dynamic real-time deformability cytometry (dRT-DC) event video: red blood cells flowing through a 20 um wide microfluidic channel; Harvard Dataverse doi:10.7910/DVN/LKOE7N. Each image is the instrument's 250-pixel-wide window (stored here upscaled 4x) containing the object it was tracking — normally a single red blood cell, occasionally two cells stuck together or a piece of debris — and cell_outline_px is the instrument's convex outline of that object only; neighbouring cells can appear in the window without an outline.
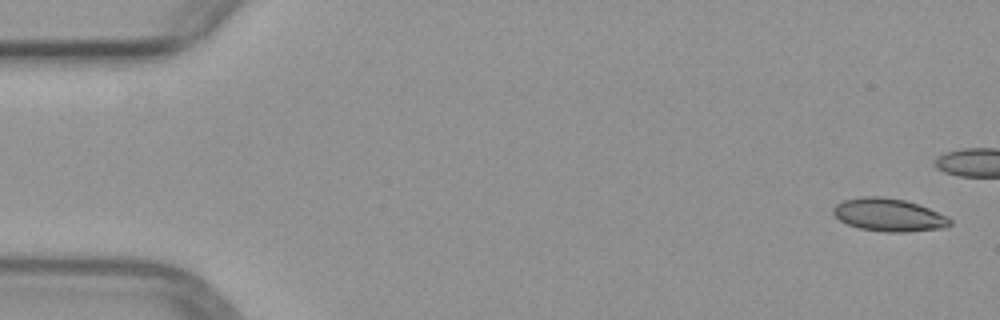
{"species": "common noctule bat (a hibernating species)", "species_latin": "Nyctalus noctula", "temperature_condition": "warm", "stored_images_in_passage": 6, "camera_frame_rate_fps": 3000, "um_per_image_px": 0.085, "animal": {"sex": "female", "body_mass_g": 29.2, "forearm_length_mm": 56.3}, "frame": {"image": 1, "passage_image": 1, "time_ms": 0.0, "image_size_px": [1000, 320], "cell_outline_px": [[952, 224], [944, 228], [904, 232], [884, 232], [860, 228], [848, 224], [840, 220], [832, 212], [832, 208], [836, 204], [844, 200], [864, 196], [884, 196], [904, 200], [928, 208], [948, 216], [952, 220]], "centroid_in_image_um": [75.56, 18.27], "position_along_channel_um": 9.4, "area_um2": 22.37}}